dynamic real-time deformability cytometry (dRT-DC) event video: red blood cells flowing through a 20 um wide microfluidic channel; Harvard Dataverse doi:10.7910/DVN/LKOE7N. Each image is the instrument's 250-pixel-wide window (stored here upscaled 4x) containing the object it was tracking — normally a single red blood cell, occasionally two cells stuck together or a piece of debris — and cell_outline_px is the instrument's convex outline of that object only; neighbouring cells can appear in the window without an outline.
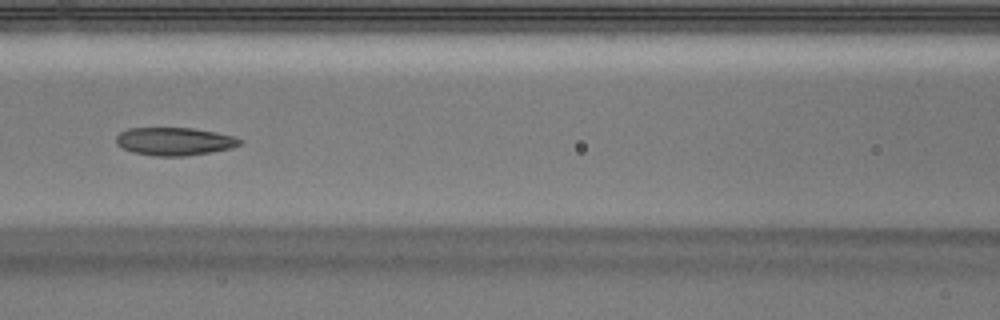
{"species": "Egyptian fruit bat (a non-hibernating species)", "species_latin": "Rousettus aegyptiacus", "temperature_condition": "warm", "stored_images_in_passage": 53, "camera_frame_rate_fps": 3000, "um_per_image_px": 0.085, "animal": {"sex": "male"}, "frame": {"image": 1, "passage_image": 24, "time_ms": 7.667, "image_size_px": [1000, 320], "cell_outline_px": [[244, 144], [232, 148], [184, 156], [156, 156], [132, 152], [116, 144], [116, 136], [120, 132], [128, 128], [192, 128], [216, 132], [232, 136], [244, 140]], "centroid_in_image_um": [14.85, 12.01], "position_along_channel_um": 151.8, "area_um2": 20.17}}
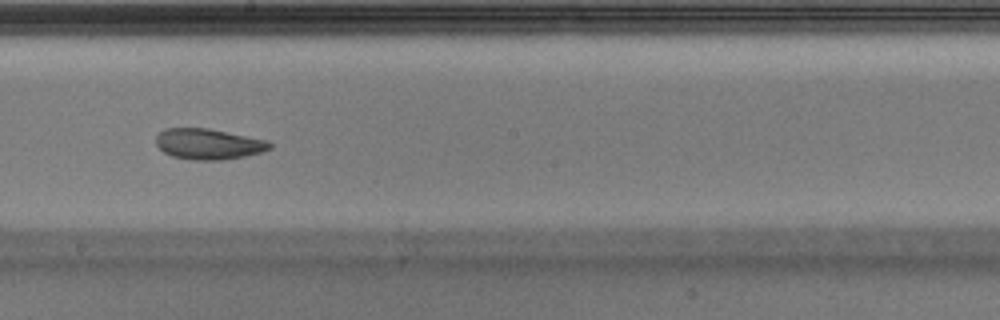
{"frame": {"image": 2, "passage_image": 30, "time_ms": 9.667, "image_size_px": [1000, 320], "cell_outline_px": [[272, 148], [264, 152], [224, 160], [192, 160], [172, 156], [164, 152], [156, 144], [156, 136], [164, 128], [208, 128], [268, 140], [272, 144]], "centroid_in_image_um": [17.74, 12.24], "position_along_channel_um": 230.5, "area_um2": 20.52}}
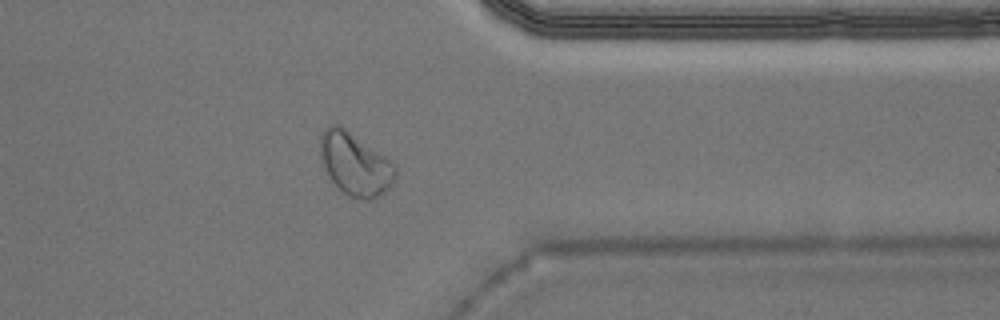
{"frame": {"image": 3, "passage_image": 42, "time_ms": 13.667, "image_size_px": [1000, 320], "cell_outline_px": [[396, 176], [392, 184], [376, 200], [356, 200], [344, 192], [332, 180], [324, 168], [320, 156], [320, 136], [324, 128], [328, 124], [336, 124], [344, 128], [392, 160], [396, 164]], "centroid_in_image_um": [30.2, 13.96], "position_along_channel_um": 381.2, "area_um2": 27.63}, "authors_computed_cell_mechanics": {"area_um2": 21.1548, "velocity_mm_per_s": 3.9397, "shape_relaxation_time_tau1_ms": null, "shape_relaxation_time_tau2_ms": 2.4177, "deformation_change_tau1": null, "deformation_change_tau2": 0.0726}}